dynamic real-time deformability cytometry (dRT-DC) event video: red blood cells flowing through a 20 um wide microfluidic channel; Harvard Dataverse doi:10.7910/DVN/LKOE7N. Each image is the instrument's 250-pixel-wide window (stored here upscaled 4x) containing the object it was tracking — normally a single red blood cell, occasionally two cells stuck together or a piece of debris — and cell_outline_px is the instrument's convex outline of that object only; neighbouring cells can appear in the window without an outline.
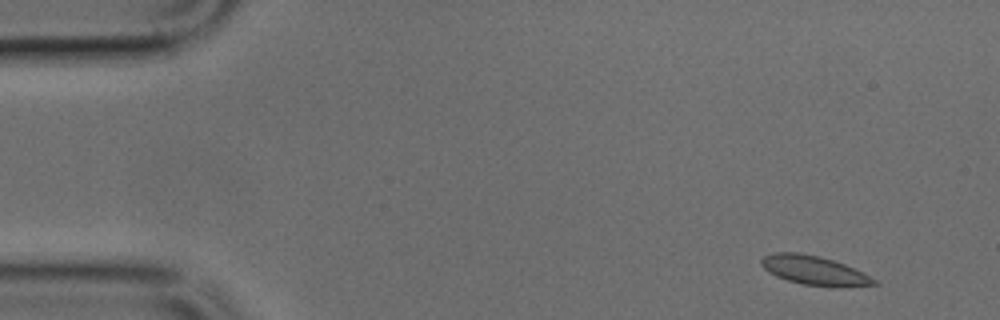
{"species": "common noctule bat (a hibernating species)", "species_latin": "Nyctalus noctula", "temperature_condition": "cold", "stored_images_in_passage": 6, "camera_frame_rate_fps": 3000, "um_per_image_px": 0.085, "animal": {"sex": "male", "body_mass_g": 17.9, "forearm_length_mm": 54.2}, "frame": {"image": 1, "passage_image": 1, "time_ms": 0.0, "image_size_px": [1000, 320], "cell_outline_px": [[880, 284], [848, 288], [840, 288], [804, 284], [788, 280], [776, 276], [768, 272], [760, 264], [760, 260], [764, 256], [776, 252], [800, 252], [820, 256], [844, 264], [876, 280]], "centroid_in_image_um": [69.21, 23.0], "position_along_channel_um": 15.8, "area_um2": 19.19}}
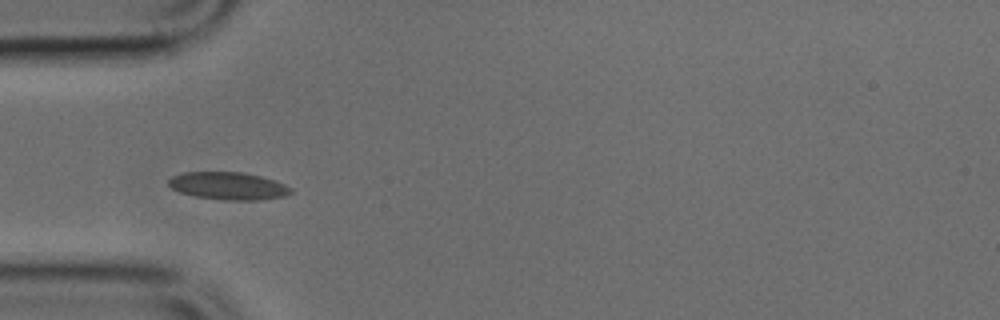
{"frame": {"image": 2, "passage_image": 4, "time_ms": 1.0, "image_size_px": [1000, 320], "cell_outline_px": [[292, 192], [284, 196], [256, 200], [224, 200], [196, 196], [180, 192], [172, 188], [168, 184], [168, 180], [172, 176], [184, 172], [240, 172], [260, 176], [284, 184], [292, 188]], "centroid_in_image_um": [19.38, 15.8], "position_along_channel_um": 65.6, "area_um2": 19.42}}
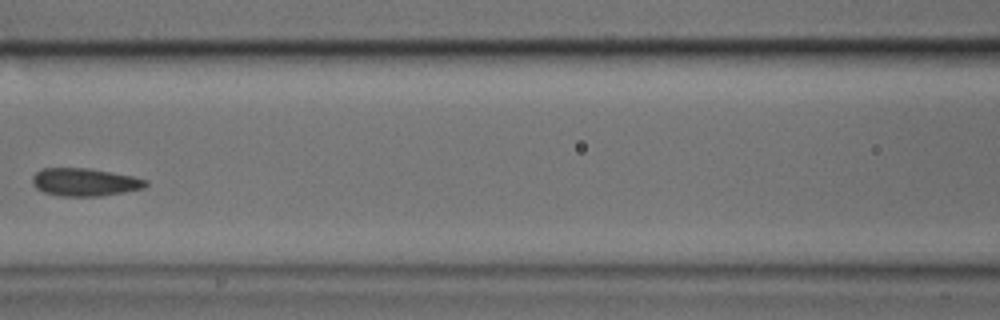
{"frame": {"image": 3, "passage_image": 6, "time_ms": 1.667, "image_size_px": [1000, 320], "cell_outline_px": [[148, 184], [144, 188], [124, 192], [100, 196], [60, 196], [44, 192], [36, 188], [32, 184], [32, 176], [36, 172], [44, 168], [88, 168], [132, 176], [148, 180]], "centroid_in_image_um": [7.19, 15.48], "position_along_channel_um": 159.4, "area_um2": 18.38}}